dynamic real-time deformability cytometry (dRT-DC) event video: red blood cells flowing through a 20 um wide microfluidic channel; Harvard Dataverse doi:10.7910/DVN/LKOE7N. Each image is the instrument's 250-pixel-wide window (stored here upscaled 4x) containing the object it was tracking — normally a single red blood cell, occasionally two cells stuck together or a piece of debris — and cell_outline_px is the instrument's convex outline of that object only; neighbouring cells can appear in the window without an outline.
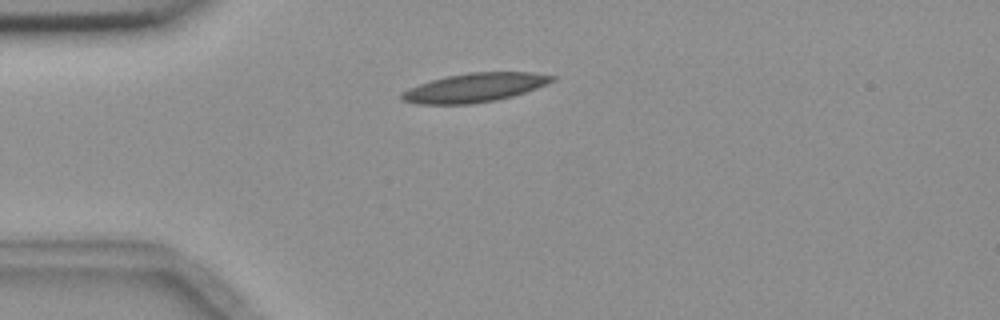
{"species": "common noctule bat (a hibernating species)", "species_latin": "Nyctalus noctula", "temperature_condition": "room temperature", "stored_images_in_passage": 5, "camera_frame_rate_fps": 3000, "um_per_image_px": 0.085, "animal": {"sex": "female", "body_mass_g": 18.4}, "frame": {"image": 1, "passage_image": 1, "time_ms": 0.0, "image_size_px": [1000, 320], "cell_outline_px": [[556, 80], [548, 84], [512, 96], [496, 100], [472, 104], [416, 104], [400, 100], [400, 96], [408, 88], [444, 76], [468, 72], [532, 72], [556, 76]], "centroid_in_image_um": [40.35, 7.44], "position_along_channel_um": 44.6, "area_um2": 25.43}}
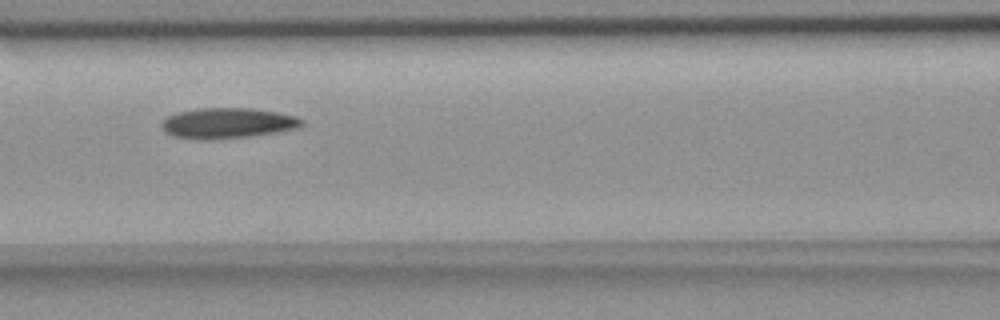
{"frame": {"image": 2, "passage_image": 4, "time_ms": 3.333, "image_size_px": [1000, 320], "cell_outline_px": [[304, 124], [300, 128], [276, 132], [248, 136], [208, 140], [200, 140], [172, 136], [164, 132], [160, 124], [168, 116], [176, 112], [196, 108], [252, 108], [280, 112], [296, 116], [304, 120]], "centroid_in_image_um": [19.35, 10.46], "position_along_channel_um": 147.3, "area_um2": 25.26}}
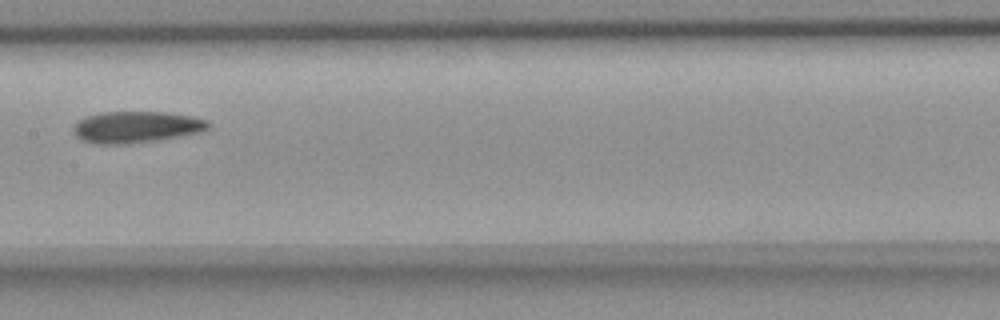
{"frame": {"image": 3, "passage_image": 5, "time_ms": 4.667, "image_size_px": [1000, 320], "cell_outline_px": [[212, 128], [200, 132], [160, 140], [128, 144], [96, 144], [80, 140], [76, 136], [72, 128], [76, 120], [84, 116], [100, 112], [164, 112], [192, 116], [208, 120], [212, 124]], "centroid_in_image_um": [11.57, 10.8], "position_along_channel_um": 195.8, "area_um2": 25.32}}